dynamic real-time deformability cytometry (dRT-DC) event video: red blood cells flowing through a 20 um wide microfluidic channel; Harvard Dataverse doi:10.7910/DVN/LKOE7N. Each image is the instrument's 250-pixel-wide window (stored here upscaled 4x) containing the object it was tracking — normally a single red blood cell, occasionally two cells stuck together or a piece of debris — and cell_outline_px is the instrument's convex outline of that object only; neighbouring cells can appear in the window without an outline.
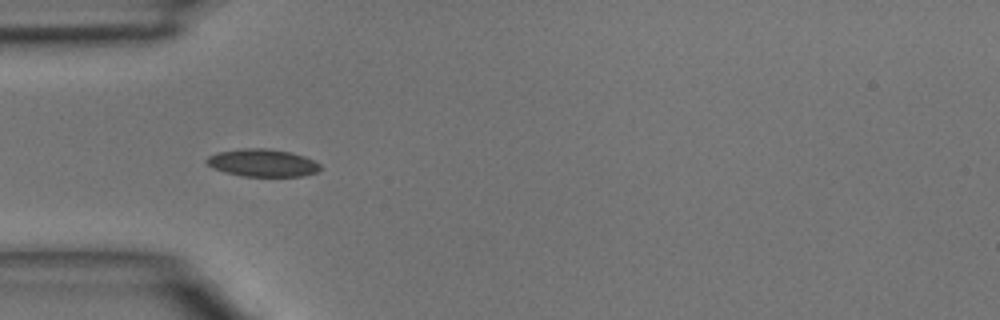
{"species": "common noctule bat (a hibernating species)", "species_latin": "Nyctalus noctula", "temperature_condition": "room temperature", "stored_images_in_passage": 10, "camera_frame_rate_fps": 3000, "um_per_image_px": 0.085, "animal": {"sex": "male", "body_mass_g": 15.6}, "frame": {"image": 1, "passage_image": 4, "time_ms": 1.0, "image_size_px": [1000, 320], "cell_outline_px": [[320, 168], [316, 172], [304, 176], [244, 176], [224, 172], [212, 168], [204, 160], [208, 156], [216, 152], [240, 148], [268, 148], [292, 152], [304, 156], [320, 164]], "centroid_in_image_um": [22.28, 13.83], "position_along_channel_um": 62.7, "area_um2": 18.38}}